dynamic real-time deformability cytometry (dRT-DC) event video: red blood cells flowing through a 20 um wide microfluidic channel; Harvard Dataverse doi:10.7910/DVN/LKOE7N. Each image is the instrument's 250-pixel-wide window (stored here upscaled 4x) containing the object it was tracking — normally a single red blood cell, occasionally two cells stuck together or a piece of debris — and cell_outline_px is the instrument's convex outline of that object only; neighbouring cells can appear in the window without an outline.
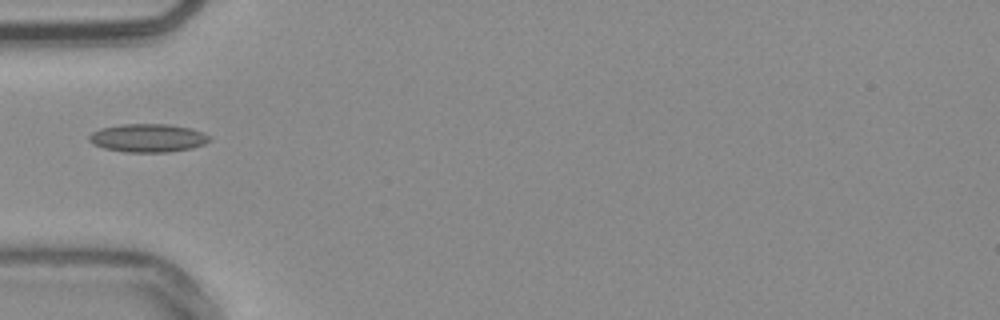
{"species": "common noctule bat (a hibernating species)", "species_latin": "Nyctalus noctula", "temperature_condition": "warm", "stored_images_in_passage": 37, "camera_frame_rate_fps": 3000, "um_per_image_px": 0.085, "animal": {"sex": "male", "body_mass_g": 20.4}, "frame": {"image": 1, "passage_image": 1, "time_ms": 0.0, "image_size_px": [1000, 320], "cell_outline_px": [[212, 140], [204, 144], [192, 148], [168, 152], [124, 152], [104, 148], [92, 144], [88, 140], [88, 136], [92, 132], [100, 128], [120, 124], [168, 124], [192, 128], [204, 132], [212, 136]], "centroid_in_image_um": [12.6, 11.72], "position_along_channel_um": 72.4, "area_um2": 20.17}}
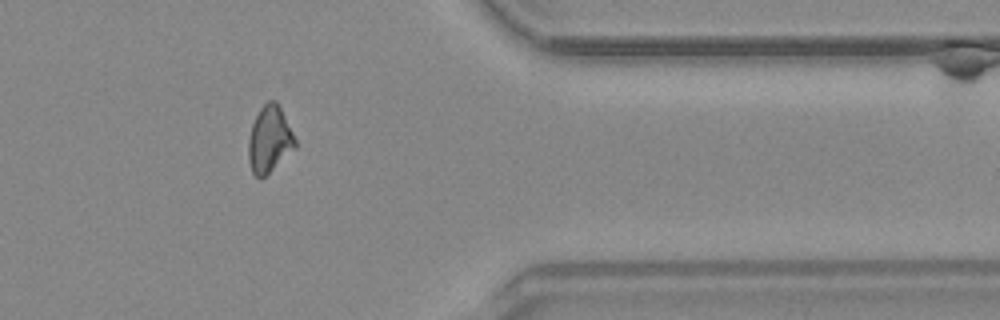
{"frame": {"image": 2, "passage_image": 27, "time_ms": 8.667, "image_size_px": [1000, 320], "cell_outline_px": [[296, 148], [260, 180], [252, 172], [248, 160], [248, 140], [252, 124], [260, 108], [268, 100], [276, 100], [296, 140]], "centroid_in_image_um": [22.89, 11.87], "position_along_channel_um": 388.5, "area_um2": 17.98}}
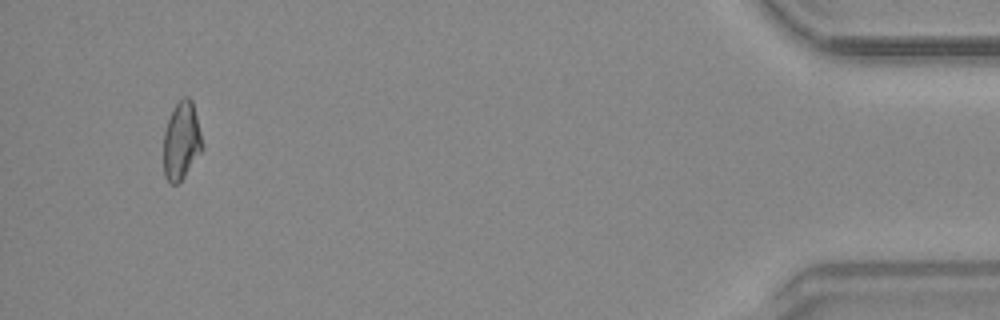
{"frame": {"image": 3, "passage_image": 34, "time_ms": 11.0, "image_size_px": [1000, 320], "cell_outline_px": [[204, 148], [184, 176], [176, 184], [172, 184], [164, 176], [164, 132], [168, 120], [176, 104], [184, 96], [188, 96], [192, 100]], "centroid_in_image_um": [15.42, 11.97], "position_along_channel_um": 419.8, "area_um2": 17.28}, "authors_computed_cell_mechanics": {"area_um2": 17.7446, "velocity_mm_per_s": 3.8203, "shape_relaxation_time_tau1_ms": null, "shape_relaxation_time_tau2_ms": 2.1838, "deformation_change_tau1": null, "deformation_change_tau2": 0.0845}}